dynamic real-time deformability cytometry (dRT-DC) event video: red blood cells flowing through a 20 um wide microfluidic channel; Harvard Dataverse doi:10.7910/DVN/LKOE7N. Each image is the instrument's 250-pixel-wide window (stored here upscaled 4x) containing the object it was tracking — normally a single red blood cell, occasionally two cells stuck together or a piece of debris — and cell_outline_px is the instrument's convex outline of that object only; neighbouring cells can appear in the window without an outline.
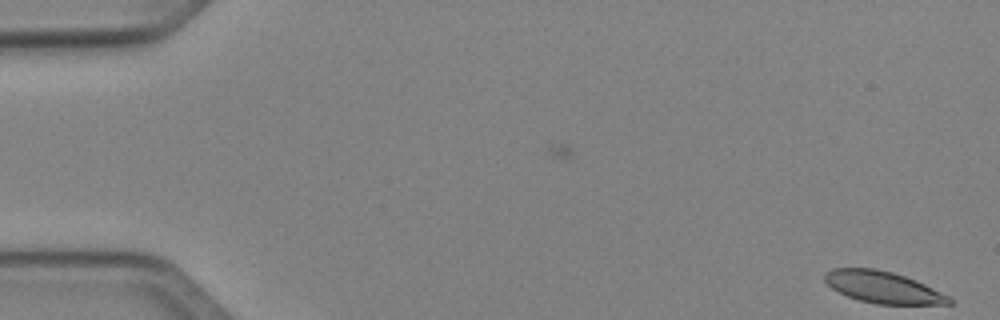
{"species": "Egyptian fruit bat (a non-hibernating species)", "species_latin": "Rousettus aegyptiacus", "temperature_condition": "cold", "stored_images_in_passage": 5, "camera_frame_rate_fps": 3000, "um_per_image_px": 0.085, "animal": {"sex": "female"}, "frame": {"image": 1, "passage_image": 1, "time_ms": 0.0, "image_size_px": [1000, 320], "cell_outline_px": [[952, 304], [876, 304], [860, 300], [848, 296], [832, 288], [824, 280], [824, 272], [832, 268], [876, 268], [892, 272], [916, 280], [948, 296], [952, 300]], "centroid_in_image_um": [75.02, 24.4], "position_along_channel_um": 10.0, "area_um2": 22.77}}
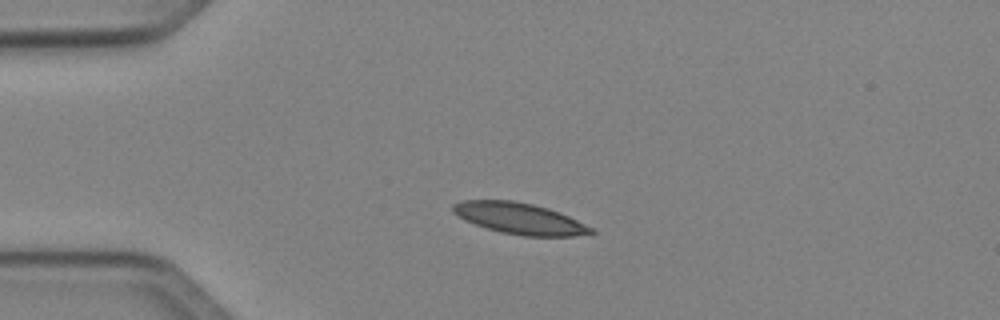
{"frame": {"image": 2, "passage_image": 4, "time_ms": 3.667, "image_size_px": [1000, 320], "cell_outline_px": [[596, 232], [572, 236], [524, 236], [500, 232], [464, 220], [452, 212], [452, 204], [464, 200], [512, 200], [532, 204], [548, 208], [560, 212], [592, 228]], "centroid_in_image_um": [44.13, 18.56], "position_along_channel_um": 40.9, "area_um2": 24.91}}